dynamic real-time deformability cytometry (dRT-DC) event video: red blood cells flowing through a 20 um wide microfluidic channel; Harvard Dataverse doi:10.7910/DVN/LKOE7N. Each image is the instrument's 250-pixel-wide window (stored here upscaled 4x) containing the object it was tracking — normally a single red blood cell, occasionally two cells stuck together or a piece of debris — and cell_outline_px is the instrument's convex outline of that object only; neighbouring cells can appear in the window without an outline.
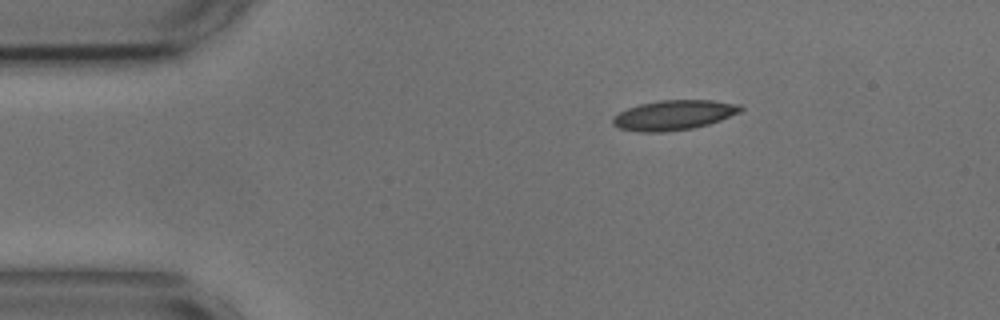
{"species": "common noctule bat (a hibernating species)", "species_latin": "Nyctalus noctula", "temperature_condition": "cold", "stored_images_in_passage": 6, "camera_frame_rate_fps": 3000, "um_per_image_px": 0.085, "animal": {"sex": "male", "body_mass_g": 17.9, "forearm_length_mm": 54.2}, "frame": {"image": 1, "passage_image": 1, "time_ms": 0.0, "image_size_px": [1000, 320], "cell_outline_px": [[744, 108], [740, 112], [720, 120], [708, 124], [692, 128], [660, 132], [640, 132], [620, 128], [612, 124], [612, 116], [628, 108], [640, 104], [660, 100], [712, 100], [740, 104]], "centroid_in_image_um": [57.27, 9.77], "position_along_channel_um": 27.7, "area_um2": 22.14}}